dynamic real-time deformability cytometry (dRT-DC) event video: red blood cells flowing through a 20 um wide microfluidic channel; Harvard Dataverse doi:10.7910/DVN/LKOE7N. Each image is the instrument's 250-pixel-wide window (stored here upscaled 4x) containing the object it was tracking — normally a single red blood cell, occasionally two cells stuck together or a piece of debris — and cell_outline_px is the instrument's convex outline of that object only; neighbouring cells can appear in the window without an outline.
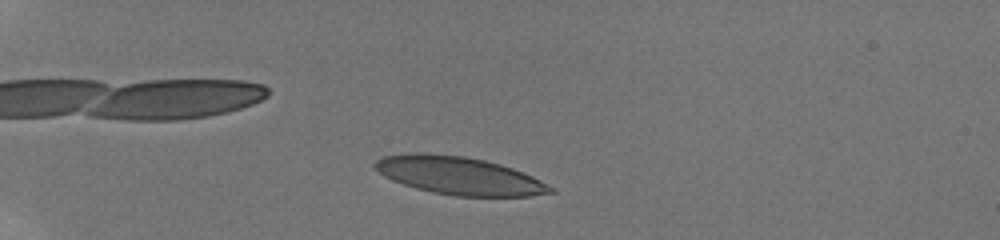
{"species": "human", "species_latin": "Homo sapiens", "temperature_condition": "room temperature", "stored_images_in_passage": 13, "camera_frame_rate_fps": 3000, "um_per_image_px": 0.085, "donor": {"sex": "male"}, "frame": {"image": 1, "passage_image": 4, "time_ms": 2.0, "image_size_px": [1000, 240], "cell_outline_px": [[556, 192], [528, 196], [456, 196], [432, 192], [416, 188], [392, 180], [384, 176], [372, 168], [372, 164], [376, 160], [384, 156], [408, 152], [420, 152], [464, 156], [484, 160], [500, 164], [512, 168], [532, 176], [556, 188]], "centroid_in_image_um": [38.99, 14.92], "position_along_channel_um": 46.0, "area_um2": 38.9}}
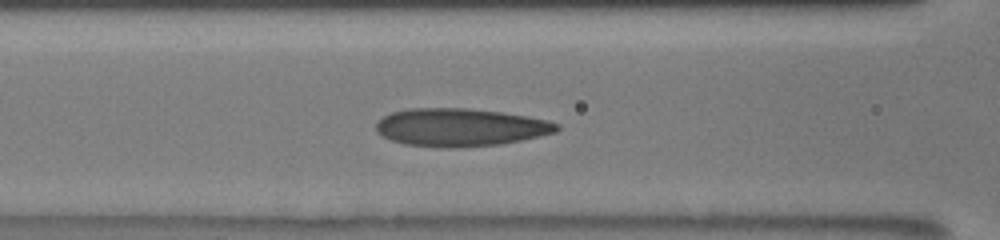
{"frame": {"image": 2, "passage_image": 10, "time_ms": 5.667, "image_size_px": [1000, 240], "cell_outline_px": [[560, 128], [556, 132], [520, 140], [500, 144], [456, 148], [440, 148], [404, 144], [392, 140], [376, 132], [376, 124], [384, 116], [392, 112], [412, 108], [468, 108], [500, 112], [548, 120], [560, 124]], "centroid_in_image_um": [39.12, 10.83], "position_along_channel_um": 127.5, "area_um2": 39.82}}